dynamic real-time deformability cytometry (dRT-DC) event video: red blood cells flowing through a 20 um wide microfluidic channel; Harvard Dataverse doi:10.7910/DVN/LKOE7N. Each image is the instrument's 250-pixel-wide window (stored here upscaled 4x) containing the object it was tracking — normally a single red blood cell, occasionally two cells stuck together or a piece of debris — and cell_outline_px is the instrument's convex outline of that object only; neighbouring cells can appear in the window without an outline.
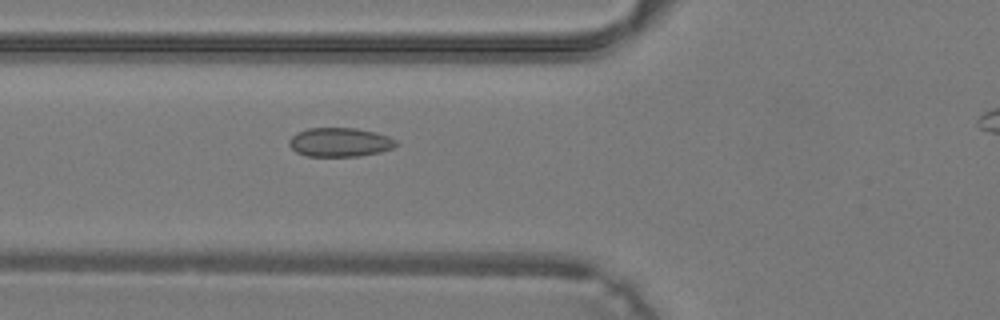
{"species": "common noctule bat (a hibernating species)", "species_latin": "Nyctalus noctula", "temperature_condition": "warm", "stored_images_in_passage": 25, "camera_frame_rate_fps": 3000, "um_per_image_px": 0.085, "animal": {"sex": "male", "body_mass_g": 19.2, "forearm_length_mm": 51.8}, "frame": {"image": 1, "passage_image": 3, "time_ms": 0.667, "image_size_px": [1000, 320], "cell_outline_px": [[400, 144], [392, 148], [380, 152], [360, 156], [308, 156], [296, 152], [288, 144], [288, 140], [296, 132], [308, 128], [356, 128], [376, 132], [388, 136], [396, 140]], "centroid_in_image_um": [28.89, 12.08], "position_along_channel_um": 96.9, "area_um2": 18.21}}
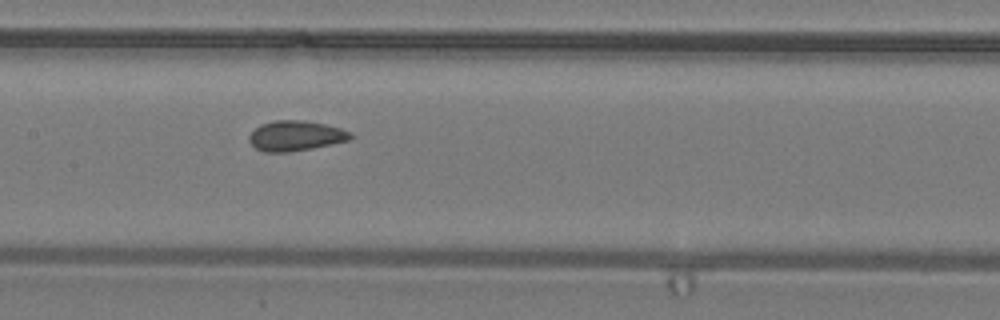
{"frame": {"image": 2, "passage_image": 8, "time_ms": 2.333, "image_size_px": [1000, 320], "cell_outline_px": [[352, 136], [348, 140], [312, 148], [288, 152], [264, 152], [256, 148], [248, 140], [248, 136], [260, 124], [276, 120], [304, 120], [324, 124], [340, 128], [352, 132]], "centroid_in_image_um": [25.11, 11.54], "position_along_channel_um": 182.3, "area_um2": 17.69}}
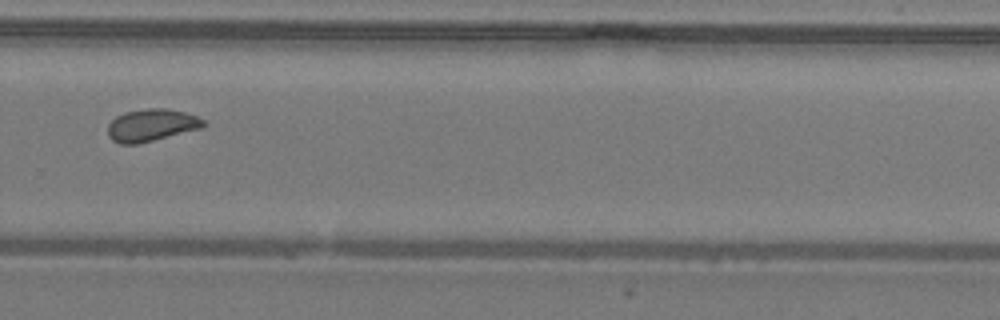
{"frame": {"image": 3, "passage_image": 16, "time_ms": 5.0, "image_size_px": [1000, 320], "cell_outline_px": [[208, 124], [200, 128], [140, 144], [120, 144], [112, 140], [108, 136], [108, 124], [116, 116], [124, 112], [148, 108], [168, 108], [184, 112], [196, 116], [204, 120]], "centroid_in_image_um": [12.86, 10.64], "position_along_channel_um": 316.9, "area_um2": 18.09}}